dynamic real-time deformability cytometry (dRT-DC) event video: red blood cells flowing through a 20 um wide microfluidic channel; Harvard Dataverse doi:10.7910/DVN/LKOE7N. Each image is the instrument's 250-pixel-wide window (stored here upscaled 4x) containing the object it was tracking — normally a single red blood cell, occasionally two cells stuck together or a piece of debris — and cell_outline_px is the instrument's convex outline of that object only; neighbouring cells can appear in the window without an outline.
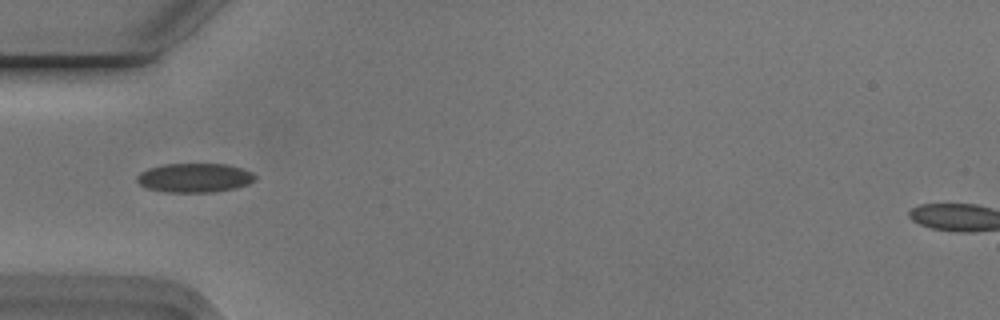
{"species": "Egyptian fruit bat (a non-hibernating species)", "species_latin": "Rousettus aegyptiacus", "temperature_condition": "cold", "stored_images_in_passage": 24, "camera_frame_rate_fps": 3000, "um_per_image_px": 0.085, "animal": {"sex": "male"}, "frame": {"image": 1, "passage_image": 1, "time_ms": 0.0, "image_size_px": [1000, 320], "cell_outline_px": [[256, 180], [248, 184], [236, 188], [216, 192], [164, 192], [148, 188], [140, 184], [136, 180], [136, 176], [140, 172], [148, 168], [164, 164], [228, 164], [252, 172], [256, 176]], "centroid_in_image_um": [16.55, 15.11], "position_along_channel_um": 68.5, "area_um2": 20.17}}
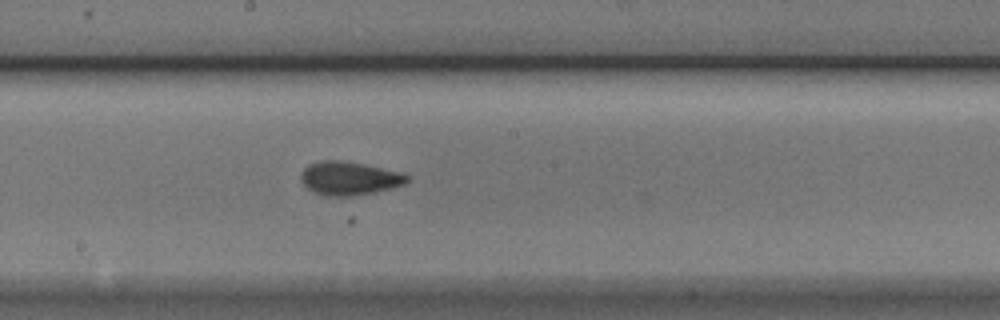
{"frame": {"image": 2, "passage_image": 13, "time_ms": 4.0, "image_size_px": [1000, 320], "cell_outline_px": [[408, 180], [404, 184], [392, 188], [352, 196], [328, 196], [316, 192], [308, 188], [300, 180], [300, 176], [304, 168], [320, 160], [340, 160], [364, 164], [400, 172], [408, 176]], "centroid_in_image_um": [29.68, 15.15], "position_along_channel_um": 218.5, "area_um2": 20.4}}
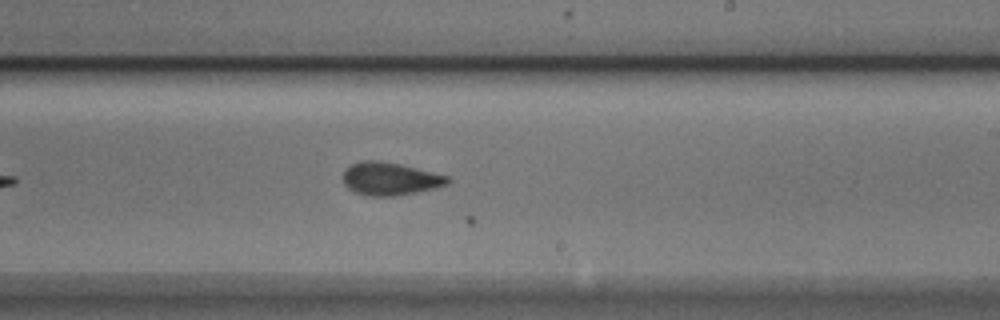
{"frame": {"image": 3, "passage_image": 16, "time_ms": 5.0, "image_size_px": [1000, 320], "cell_outline_px": [[452, 180], [448, 184], [416, 192], [396, 196], [368, 196], [356, 192], [348, 188], [344, 184], [344, 168], [352, 164], [364, 160], [380, 160], [400, 164], [448, 176]], "centroid_in_image_um": [33.14, 15.19], "position_along_channel_um": 255.9, "area_um2": 19.94}}